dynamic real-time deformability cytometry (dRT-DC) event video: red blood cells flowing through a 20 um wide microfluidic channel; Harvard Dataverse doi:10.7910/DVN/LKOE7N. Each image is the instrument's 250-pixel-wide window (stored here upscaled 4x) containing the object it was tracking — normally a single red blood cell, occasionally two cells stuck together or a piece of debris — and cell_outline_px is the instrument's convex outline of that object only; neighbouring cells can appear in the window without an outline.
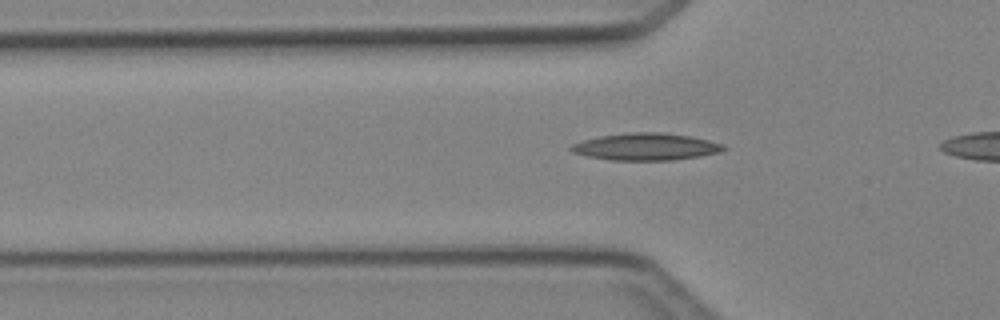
{"species": "Egyptian fruit bat (a non-hibernating species)", "species_latin": "Rousettus aegyptiacus", "temperature_condition": "cold", "stored_images_in_passage": 29, "camera_frame_rate_fps": 3000, "um_per_image_px": 0.085, "animal": {"sex": "female"}, "frame": {"image": 1, "passage_image": 6, "time_ms": 1.667, "image_size_px": [1000, 320], "cell_outline_px": [[720, 148], [708, 152], [688, 156], [600, 156], [584, 152], [580, 148], [596, 140], [612, 136], [676, 136], [696, 140]], "centroid_in_image_um": [55.0, 12.45], "position_along_channel_um": 70.8, "area_um2": 16.18}}
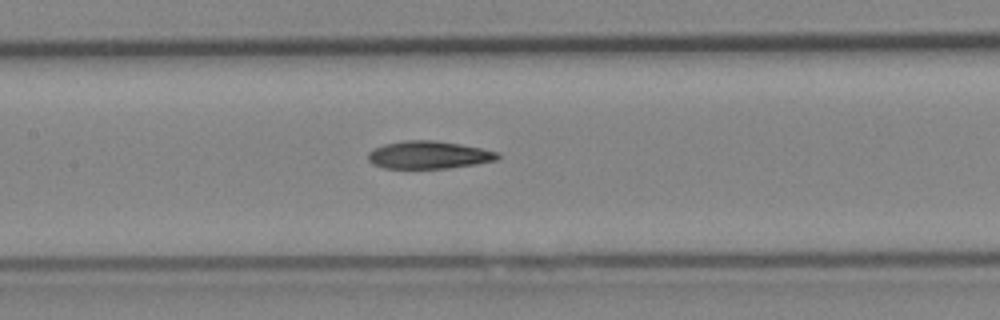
{"frame": {"image": 2, "passage_image": 13, "time_ms": 4.0, "image_size_px": [1000, 320], "cell_outline_px": [[496, 156], [484, 160], [460, 164], [428, 168], [400, 168], [384, 164], [372, 160], [372, 152], [396, 144], [448, 144], [472, 148], [488, 152]], "centroid_in_image_um": [36.38, 13.22], "position_along_channel_um": 171.0, "area_um2": 16.07}}
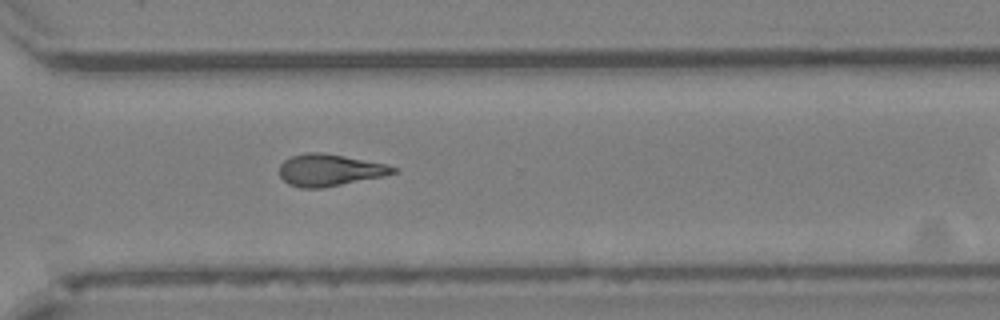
{"frame": {"image": 3, "passage_image": 25, "time_ms": 8.0, "image_size_px": [1000, 320], "cell_outline_px": [[392, 172], [332, 184], [296, 184], [288, 180], [280, 172], [284, 164], [288, 160], [296, 156], [336, 156], [376, 164], [392, 168]], "centroid_in_image_um": [27.95, 14.44], "position_along_channel_um": 342.6, "area_um2": 16.53}}